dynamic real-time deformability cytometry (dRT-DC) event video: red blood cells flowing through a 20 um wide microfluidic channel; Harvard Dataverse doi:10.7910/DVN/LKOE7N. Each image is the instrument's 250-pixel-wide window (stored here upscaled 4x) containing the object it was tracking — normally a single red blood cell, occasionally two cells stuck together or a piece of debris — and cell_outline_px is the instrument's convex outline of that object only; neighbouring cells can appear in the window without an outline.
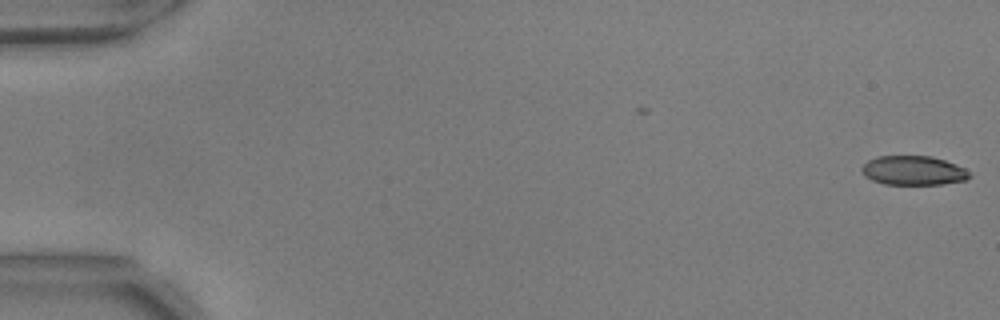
{"species": "common noctule bat (a hibernating species)", "species_latin": "Nyctalus noctula", "temperature_condition": "warm", "stored_images_in_passage": 55, "camera_frame_rate_fps": 3000, "um_per_image_px": 0.085, "animal": {"sex": "male", "body_mass_g": 17.9, "forearm_length_mm": 54.2}, "frame": {"image": 1, "passage_image": 1, "time_ms": 0.0, "image_size_px": [1000, 320], "cell_outline_px": [[972, 176], [964, 180], [944, 184], [884, 184], [872, 180], [864, 176], [860, 168], [868, 160], [876, 156], [932, 156], [956, 164], [964, 168]], "centroid_in_image_um": [77.61, 14.49], "position_along_channel_um": 7.4, "area_um2": 18.38}}
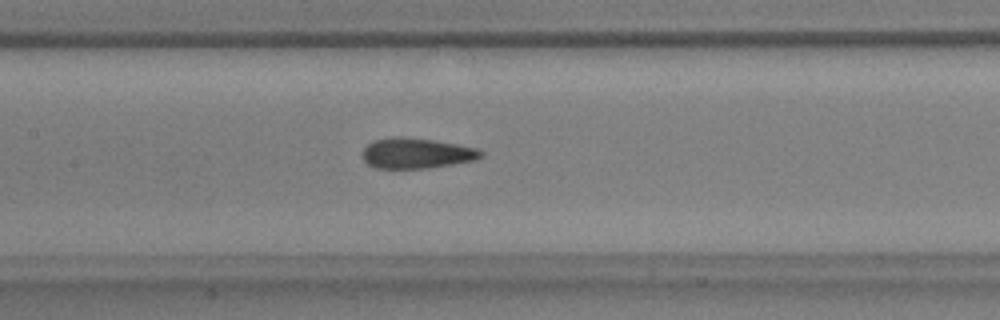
{"frame": {"image": 2, "passage_image": 27, "time_ms": 8.667, "image_size_px": [1000, 320], "cell_outline_px": [[484, 156], [476, 160], [428, 168], [376, 168], [368, 164], [364, 160], [364, 148], [372, 140], [396, 136], [432, 140], [456, 144], [476, 148], [484, 152]], "centroid_in_image_um": [35.42, 13.03], "position_along_channel_um": 172.0, "area_um2": 20.87}}
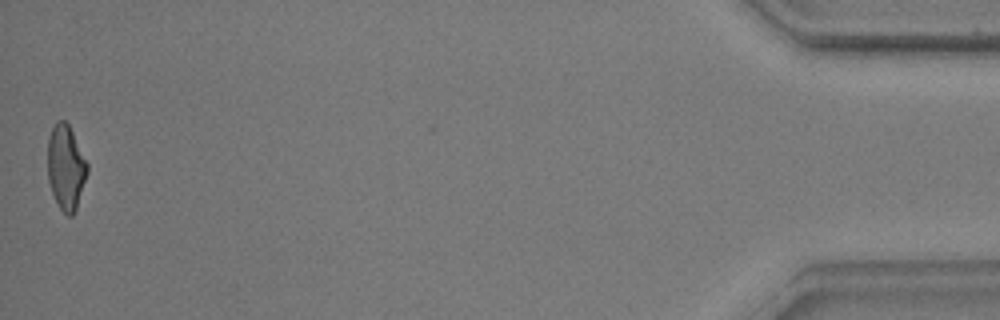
{"frame": {"image": 3, "passage_image": 55, "time_ms": 18.0, "image_size_px": [1000, 320], "cell_outline_px": [[88, 172], [76, 212], [72, 216], [68, 216], [60, 208], [52, 192], [48, 180], [48, 140], [52, 128], [56, 120], [64, 120], [68, 124], [88, 164]], "centroid_in_image_um": [5.61, 14.25], "position_along_channel_um": 429.6, "area_um2": 19.54}, "authors_computed_cell_mechanics": {"area_um2": 20.3456, "velocity_mm_per_s": 3.7014, "shape_relaxation_time_tau1_ms": 4.5747, "shape_relaxation_time_tau2_ms": 1.3119, "deformation_change_tau1": 0.178, "deformation_change_tau2": 0.1085}}